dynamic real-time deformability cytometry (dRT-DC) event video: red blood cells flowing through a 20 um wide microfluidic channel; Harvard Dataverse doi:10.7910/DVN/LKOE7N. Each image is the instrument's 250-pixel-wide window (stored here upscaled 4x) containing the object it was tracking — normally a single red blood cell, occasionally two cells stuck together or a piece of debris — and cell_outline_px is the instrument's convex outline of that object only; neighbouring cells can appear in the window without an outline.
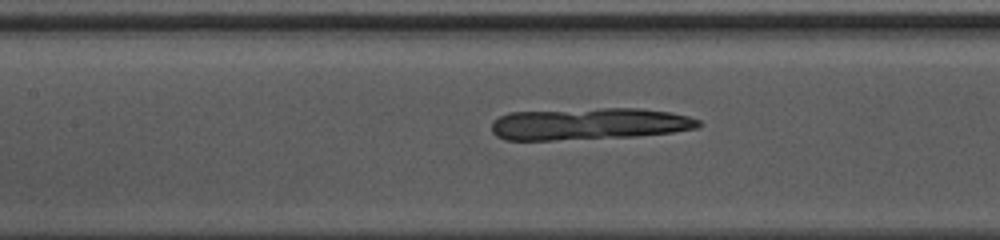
{"species": "common noctule bat (a hibernating species)", "species_latin": "Nyctalus noctula", "temperature_condition": "warm", "stored_images_in_passage": 45, "camera_frame_rate_fps": 3000, "um_per_image_px": 0.085, "animal": {"sex": "female", "body_mass_g": 10.0, "forearm_length_mm": 53.1}, "frame": {"image": 1, "passage_image": 19, "time_ms": 6.0, "image_size_px": [1000, 240], "cell_outline_px": [[700, 124], [692, 128], [668, 132], [544, 140], [508, 140], [500, 136], [492, 128], [492, 124], [500, 116], [516, 112], [664, 112], [684, 116], [696, 120]], "centroid_in_image_um": [49.86, 10.59], "position_along_channel_um": 157.5, "area_um2": 33.58}}